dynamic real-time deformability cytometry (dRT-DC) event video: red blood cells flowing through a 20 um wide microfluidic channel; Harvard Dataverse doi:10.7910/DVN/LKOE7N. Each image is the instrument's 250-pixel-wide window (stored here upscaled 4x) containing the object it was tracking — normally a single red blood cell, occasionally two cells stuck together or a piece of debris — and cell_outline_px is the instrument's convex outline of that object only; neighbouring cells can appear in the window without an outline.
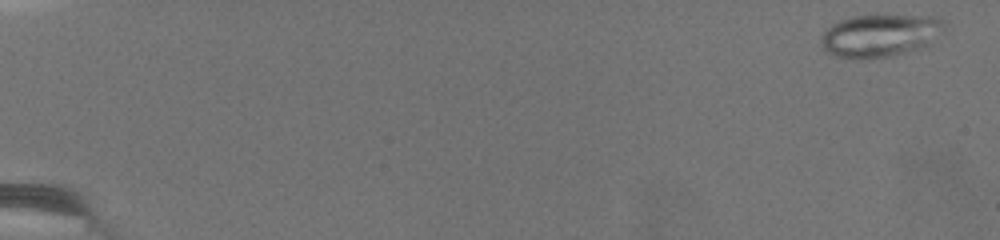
{"species": "common noctule bat (a hibernating species)", "species_latin": "Nyctalus noctula", "temperature_condition": "warm", "stored_images_in_passage": 66, "camera_frame_rate_fps": 3000, "um_per_image_px": 0.085, "animal": {"sex": "female", "body_mass_g": 19.5, "forearm_length_mm": 54.1}, "frame": {"image": 1, "passage_image": 2, "time_ms": 0.333, "image_size_px": [1000, 240], "cell_outline_px": [[948, 24], [924, 44], [888, 56], [840, 56], [828, 52], [824, 48], [820, 40], [824, 32], [832, 24], [840, 20], [856, 16], [936, 16], [944, 20]], "centroid_in_image_um": [74.77, 2.95], "position_along_channel_um": 10.2, "area_um2": 28.78}}
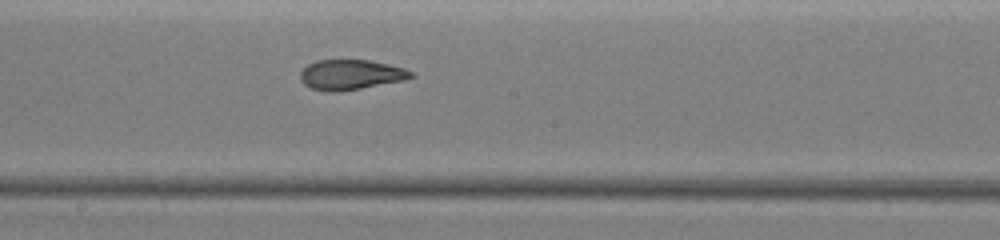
{"frame": {"image": 2, "passage_image": 47, "time_ms": 9.667, "image_size_px": [1000, 240], "cell_outline_px": [[416, 76], [404, 80], [360, 88], [336, 92], [328, 92], [312, 88], [304, 84], [300, 80], [300, 72], [308, 64], [316, 60], [368, 60], [388, 64], [404, 68], [412, 72]], "centroid_in_image_um": [29.8, 6.34], "position_along_channel_um": 218.4, "area_um2": 19.31}}
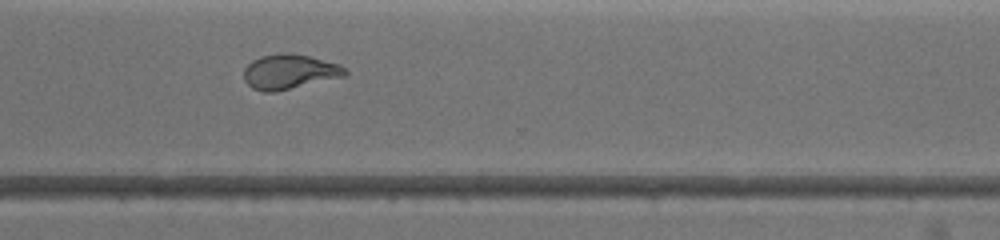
{"frame": {"image": 3, "passage_image": 65, "time_ms": 12.667, "image_size_px": [1000, 240], "cell_outline_px": [[348, 72], [344, 76], [276, 92], [264, 92], [252, 88], [244, 80], [244, 68], [252, 60], [260, 56], [280, 52], [288, 52], [308, 56], [340, 64]], "centroid_in_image_um": [24.57, 6.09], "position_along_channel_um": 346.0, "area_um2": 20.58}}